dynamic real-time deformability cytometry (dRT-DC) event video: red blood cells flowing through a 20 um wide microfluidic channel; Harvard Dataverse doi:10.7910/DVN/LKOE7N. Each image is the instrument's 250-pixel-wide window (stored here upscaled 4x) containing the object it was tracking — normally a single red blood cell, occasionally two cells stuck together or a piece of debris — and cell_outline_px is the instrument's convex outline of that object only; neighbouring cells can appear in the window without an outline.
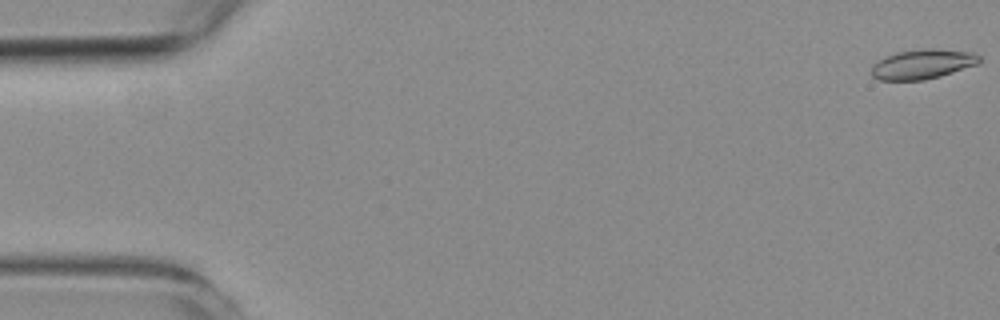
{"species": "common noctule bat (a hibernating species)", "species_latin": "Nyctalus noctula", "temperature_condition": "room temperature", "stored_images_in_passage": 55, "camera_frame_rate_fps": 3000, "um_per_image_px": 0.085, "animal": {"sex": "female", "body_mass_g": 19.3, "forearm_length_mm": 54.1}, "frame": {"image": 1, "passage_image": 1, "time_ms": 0.0, "image_size_px": [1000, 320], "cell_outline_px": [[980, 60], [976, 64], [940, 76], [924, 80], [880, 80], [872, 76], [872, 64], [896, 52], [924, 48], [936, 48], [972, 52], [980, 56]], "centroid_in_image_um": [78.41, 5.44], "position_along_channel_um": 6.6, "area_um2": 18.5}}
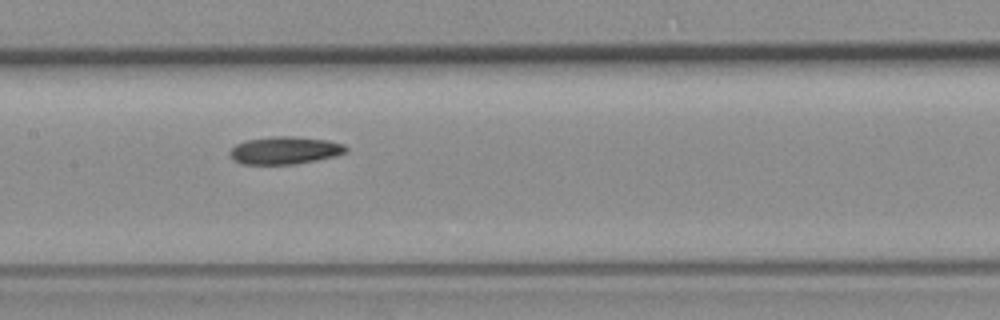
{"frame": {"image": 2, "passage_image": 27, "time_ms": 8.667, "image_size_px": [1000, 320], "cell_outline_px": [[348, 148], [344, 152], [332, 156], [316, 160], [296, 164], [240, 164], [232, 160], [228, 152], [236, 144], [244, 140], [272, 136], [292, 136], [328, 140], [344, 144]], "centroid_in_image_um": [24.14, 12.78], "position_along_channel_um": 183.3, "area_um2": 18.73}}
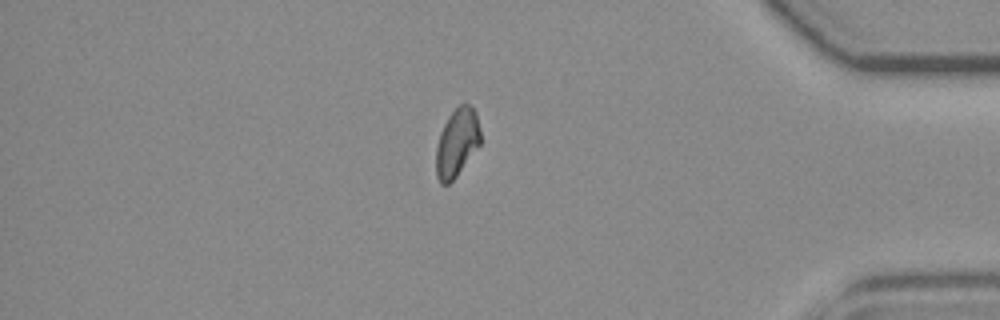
{"frame": {"image": 3, "passage_image": 47, "time_ms": 15.333, "image_size_px": [1000, 320], "cell_outline_px": [[480, 144], [456, 176], [448, 184], [440, 184], [436, 176], [436, 148], [440, 132], [448, 116], [464, 100], [472, 104], [476, 112], [480, 128]], "centroid_in_image_um": [38.84, 12.07], "position_along_channel_um": 396.4, "area_um2": 17.8}}